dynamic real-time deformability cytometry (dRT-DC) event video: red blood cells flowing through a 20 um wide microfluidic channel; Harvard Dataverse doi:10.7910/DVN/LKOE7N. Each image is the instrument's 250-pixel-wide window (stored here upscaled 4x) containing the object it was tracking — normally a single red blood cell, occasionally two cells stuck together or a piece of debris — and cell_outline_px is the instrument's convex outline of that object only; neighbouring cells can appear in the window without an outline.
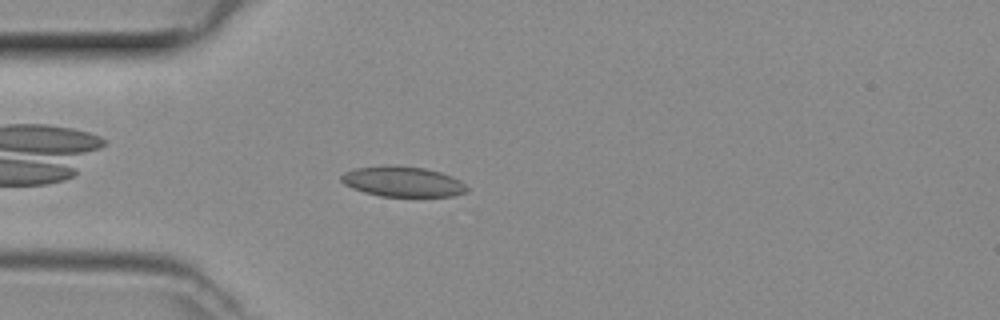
{"species": "common noctule bat (a hibernating species)", "species_latin": "Nyctalus noctula", "temperature_condition": "room temperature", "stored_images_in_passage": 8, "camera_frame_rate_fps": 3000, "um_per_image_px": 0.085, "animal": {"sex": "female", "body_mass_g": 29.2, "forearm_length_mm": 56.3}, "frame": {"image": 1, "passage_image": 5, "time_ms": 1.333, "image_size_px": [1000, 320], "cell_outline_px": [[468, 192], [452, 196], [380, 196], [364, 192], [352, 188], [344, 184], [340, 180], [340, 176], [344, 172], [356, 168], [384, 164], [388, 164], [424, 168], [440, 172], [452, 176], [460, 180], [468, 188]], "centroid_in_image_um": [34.21, 15.42], "position_along_channel_um": 50.8, "area_um2": 22.37}}